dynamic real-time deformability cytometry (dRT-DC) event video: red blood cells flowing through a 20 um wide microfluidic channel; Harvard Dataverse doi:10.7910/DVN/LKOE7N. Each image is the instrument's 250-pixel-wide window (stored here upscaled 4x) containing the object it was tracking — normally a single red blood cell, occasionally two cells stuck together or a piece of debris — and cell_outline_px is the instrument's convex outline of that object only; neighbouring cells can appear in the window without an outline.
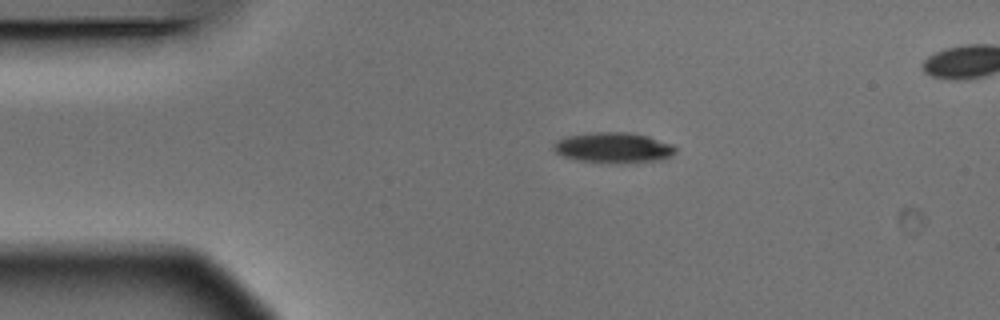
{"species": "Egyptian fruit bat (a non-hibernating species)", "species_latin": "Rousettus aegyptiacus", "temperature_condition": "warm", "stored_images_in_passage": 3, "camera_frame_rate_fps": 3000, "um_per_image_px": 0.085, "animal": {"sex": "male"}, "frame": {"image": 1, "passage_image": 1, "time_ms": 0.0, "image_size_px": [1000, 320], "cell_outline_px": [[676, 152], [672, 156], [660, 160], [620, 164], [616, 164], [576, 160], [564, 156], [556, 152], [552, 148], [552, 144], [556, 140], [568, 136], [588, 132], [632, 132], [648, 136], [672, 144], [676, 148]], "centroid_in_image_um": [52.14, 12.56], "position_along_channel_um": 32.9, "area_um2": 22.08}}